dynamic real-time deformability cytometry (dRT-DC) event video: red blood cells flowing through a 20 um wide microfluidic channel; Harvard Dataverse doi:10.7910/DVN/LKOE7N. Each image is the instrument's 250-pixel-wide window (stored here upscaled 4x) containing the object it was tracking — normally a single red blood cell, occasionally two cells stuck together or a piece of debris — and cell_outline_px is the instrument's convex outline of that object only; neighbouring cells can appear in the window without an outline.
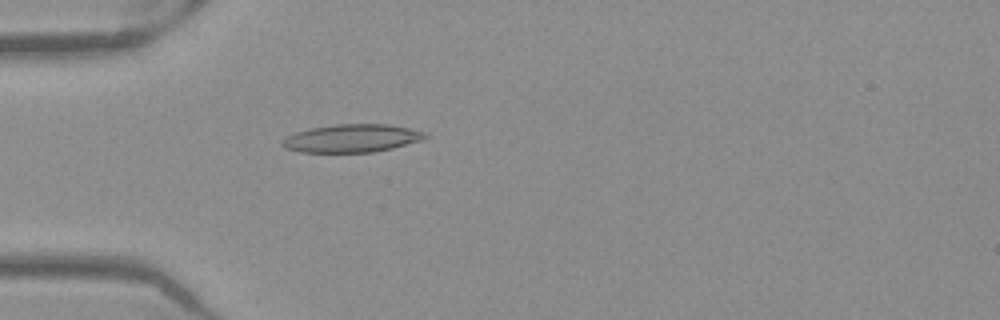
{"species": "Egyptian fruit bat (a non-hibernating species)", "species_latin": "Rousettus aegyptiacus", "temperature_condition": "warm", "stored_images_in_passage": 52, "camera_frame_rate_fps": 3000, "um_per_image_px": 0.085, "frame": {"image": 1, "passage_image": 16, "time_ms": 5.0, "image_size_px": [1000, 320], "cell_outline_px": [[428, 136], [420, 140], [392, 148], [372, 152], [300, 152], [284, 148], [280, 144], [280, 140], [296, 132], [308, 128], [336, 124], [388, 124], [408, 128], [424, 132]], "centroid_in_image_um": [29.84, 11.75], "position_along_channel_um": 55.2, "area_um2": 23.24}}
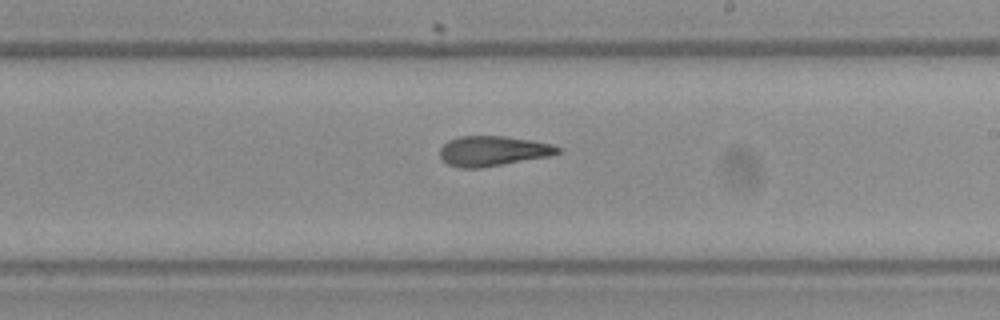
{"frame": {"image": 2, "passage_image": 31, "time_ms": 10.0, "image_size_px": [1000, 320], "cell_outline_px": [[560, 152], [548, 156], [480, 168], [460, 168], [448, 164], [440, 156], [440, 148], [448, 140], [460, 136], [504, 136], [532, 140], [552, 144], [560, 148]], "centroid_in_image_um": [41.87, 12.83], "position_along_channel_um": 247.1, "area_um2": 20.46}}
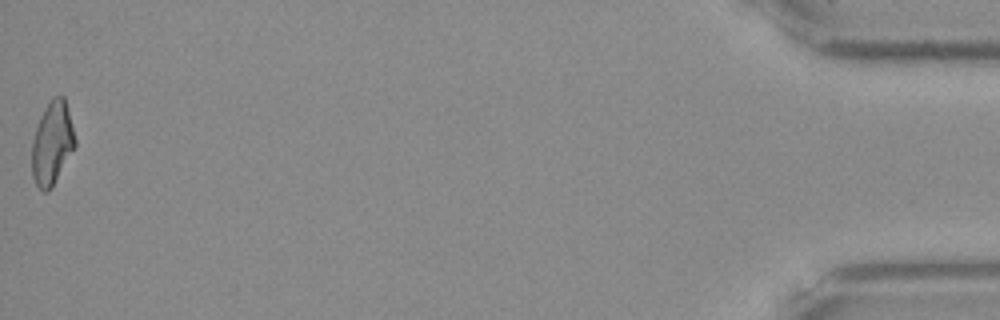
{"frame": {"image": 3, "passage_image": 52, "time_ms": 17.0, "image_size_px": [1000, 320], "cell_outline_px": [[76, 144], [52, 188], [48, 192], [44, 192], [36, 184], [32, 176], [32, 140], [40, 116], [44, 108], [52, 96], [64, 96], [76, 140]], "centroid_in_image_um": [4.42, 12.17], "position_along_channel_um": 430.8, "area_um2": 20.81}, "authors_computed_cell_mechanics": {"area_um2": 21.675, "velocity_mm_per_s": 3.9808, "shape_relaxation_time_tau1_ms": null, "shape_relaxation_time_tau2_ms": 3.0961, "deformation_change_tau1": null, "deformation_change_tau2": 0.1299}}